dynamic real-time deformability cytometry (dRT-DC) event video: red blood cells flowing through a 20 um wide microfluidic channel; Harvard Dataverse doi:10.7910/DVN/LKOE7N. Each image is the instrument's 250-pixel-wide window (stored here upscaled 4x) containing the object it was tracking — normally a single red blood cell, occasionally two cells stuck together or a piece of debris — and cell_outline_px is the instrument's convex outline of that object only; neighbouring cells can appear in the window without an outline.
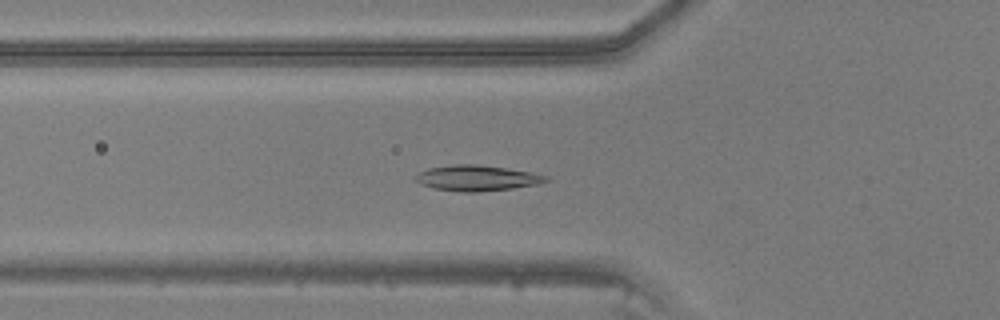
{"species": "common noctule bat (a hibernating species)", "species_latin": "Nyctalus noctula", "temperature_condition": "warm", "stored_images_in_passage": 48, "camera_frame_rate_fps": 3000, "um_per_image_px": 0.085, "animal": {"sex": "male", "body_mass_g": 20.5, "forearm_length_mm": 52.5}, "frame": {"image": 1, "passage_image": 18, "time_ms": 5.667, "image_size_px": [1000, 320], "cell_outline_px": [[548, 180], [540, 184], [512, 188], [476, 192], [464, 192], [436, 188], [420, 184], [416, 180], [416, 176], [420, 172], [428, 168], [452, 164], [476, 164], [504, 168], [528, 172], [548, 176]], "centroid_in_image_um": [40.53, 15.13], "position_along_channel_um": 85.3, "area_um2": 19.13}}
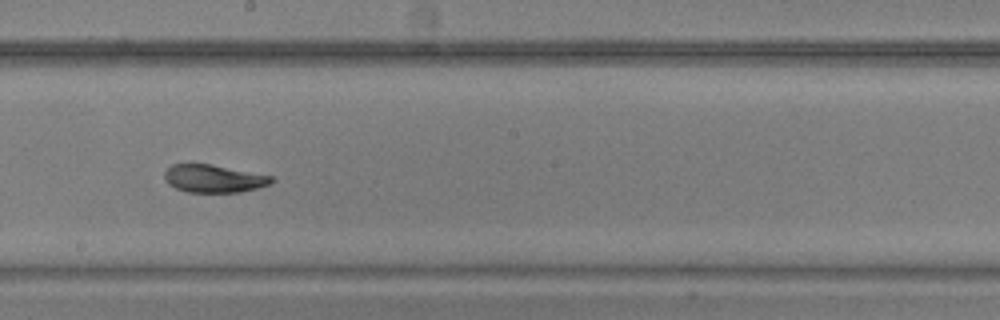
{"frame": {"image": 2, "passage_image": 28, "time_ms": 9.0, "image_size_px": [1000, 320], "cell_outline_px": [[276, 180], [272, 184], [240, 192], [188, 192], [176, 188], [168, 184], [164, 180], [164, 172], [172, 164], [212, 164], [272, 176]], "centroid_in_image_um": [18.18, 15.18], "position_along_channel_um": 230.0, "area_um2": 17.4}}
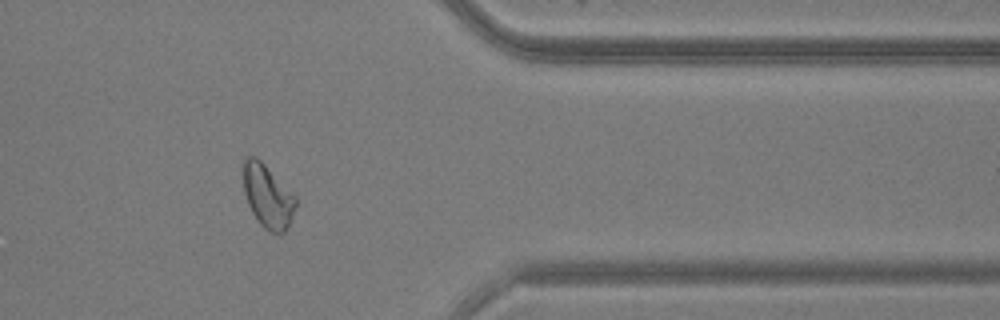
{"frame": {"image": 3, "passage_image": 40, "time_ms": 13.0, "image_size_px": [1000, 320], "cell_outline_px": [[296, 204], [288, 224], [284, 232], [280, 236], [264, 228], [260, 224], [252, 212], [248, 204], [244, 192], [244, 156], [256, 156], [296, 196]], "centroid_in_image_um": [22.74, 16.68], "position_along_channel_um": 388.7, "area_um2": 19.02}}